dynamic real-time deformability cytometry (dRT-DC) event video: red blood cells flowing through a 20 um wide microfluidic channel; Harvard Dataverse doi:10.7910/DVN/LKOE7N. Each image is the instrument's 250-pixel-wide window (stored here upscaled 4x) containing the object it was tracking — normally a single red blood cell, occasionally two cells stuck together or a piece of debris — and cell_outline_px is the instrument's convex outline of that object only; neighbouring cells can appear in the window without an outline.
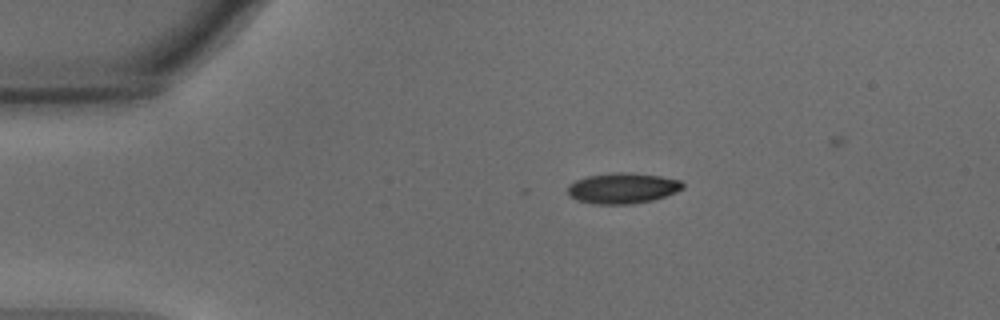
{"species": "common noctule bat (a hibernating species)", "species_latin": "Nyctalus noctula", "temperature_condition": "warm", "stored_images_in_passage": 4, "camera_frame_rate_fps": 3000, "um_per_image_px": 0.085, "animal": {"sex": "male", "body_mass_g": 15.6}, "frame": {"image": 1, "passage_image": 1, "time_ms": 0.0, "image_size_px": [1000, 320], "cell_outline_px": [[684, 188], [676, 192], [652, 200], [632, 204], [592, 204], [576, 200], [568, 196], [568, 184], [576, 180], [588, 176], [612, 172], [632, 172], [660, 176], [680, 180], [684, 184]], "centroid_in_image_um": [52.9, 15.99], "position_along_channel_um": 32.1, "area_um2": 20.75}}